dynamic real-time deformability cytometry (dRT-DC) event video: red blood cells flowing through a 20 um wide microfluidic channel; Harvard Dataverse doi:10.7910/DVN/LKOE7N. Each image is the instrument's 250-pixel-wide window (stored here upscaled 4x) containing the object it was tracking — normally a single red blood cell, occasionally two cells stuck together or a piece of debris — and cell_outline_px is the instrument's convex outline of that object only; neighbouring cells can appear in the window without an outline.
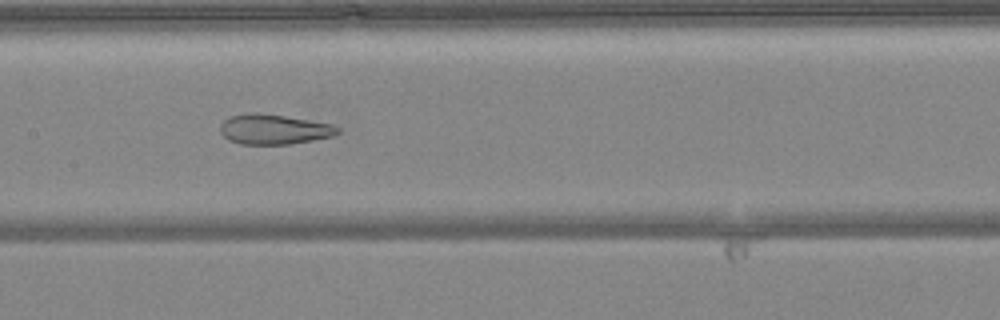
{"species": "common noctule bat (a hibernating species)", "species_latin": "Nyctalus noctula", "temperature_condition": "warm", "stored_images_in_passage": 49, "camera_frame_rate_fps": 3000, "um_per_image_px": 0.085, "animal": {"sex": "female", "body_mass_g": 24.6, "forearm_length_mm": 56.2}, "frame": {"image": 1, "passage_image": 24, "time_ms": 7.667, "image_size_px": [1000, 320], "cell_outline_px": [[340, 132], [336, 136], [288, 144], [240, 144], [228, 140], [220, 132], [220, 124], [224, 120], [232, 116], [252, 112], [256, 112], [284, 116], [332, 124], [340, 128]], "centroid_in_image_um": [23.29, 11.0], "position_along_channel_um": 184.1, "area_um2": 20.52}}
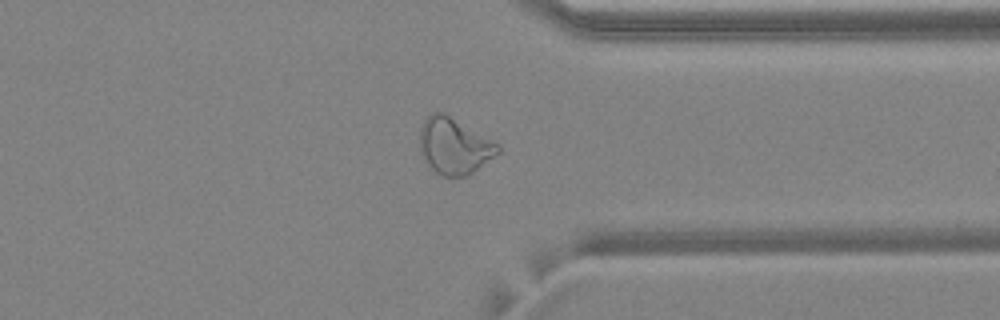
{"frame": {"image": 2, "passage_image": 38, "time_ms": 12.333, "image_size_px": [1000, 320], "cell_outline_px": [[500, 152], [472, 172], [464, 176], [444, 176], [436, 172], [424, 160], [420, 152], [420, 128], [424, 120], [432, 112], [444, 112], [500, 144]], "centroid_in_image_um": [38.6, 12.39], "position_along_channel_um": 372.8, "area_um2": 25.43}}
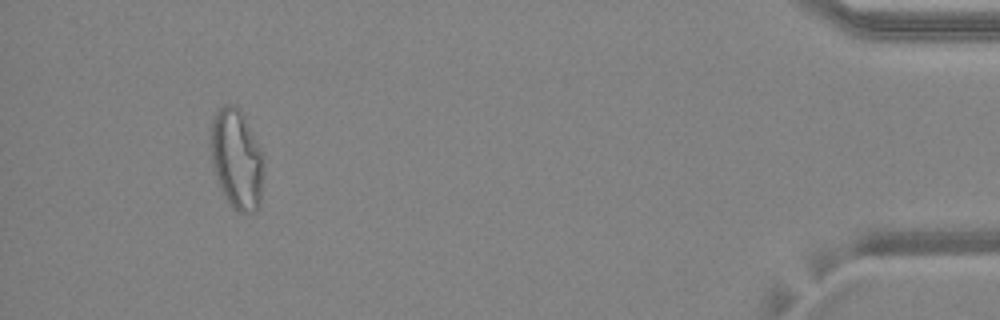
{"frame": {"image": 3, "passage_image": 46, "time_ms": 15.0, "image_size_px": [1000, 320], "cell_outline_px": [[264, 172], [260, 204], [256, 212], [236, 212], [232, 208], [220, 188], [212, 164], [212, 120], [216, 112], [224, 104], [236, 104], [240, 108], [264, 156]], "centroid_in_image_um": [20.15, 13.55], "position_along_channel_um": 415.0, "area_um2": 30.92}, "authors_computed_cell_mechanics": {"area_um2": 27.3972, "velocity_mm_per_s": 4.1247, "shape_relaxation_time_tau1_ms": null, "shape_relaxation_time_tau2_ms": 1.7231, "deformation_change_tau1": null, "deformation_change_tau2": 0.0938}}